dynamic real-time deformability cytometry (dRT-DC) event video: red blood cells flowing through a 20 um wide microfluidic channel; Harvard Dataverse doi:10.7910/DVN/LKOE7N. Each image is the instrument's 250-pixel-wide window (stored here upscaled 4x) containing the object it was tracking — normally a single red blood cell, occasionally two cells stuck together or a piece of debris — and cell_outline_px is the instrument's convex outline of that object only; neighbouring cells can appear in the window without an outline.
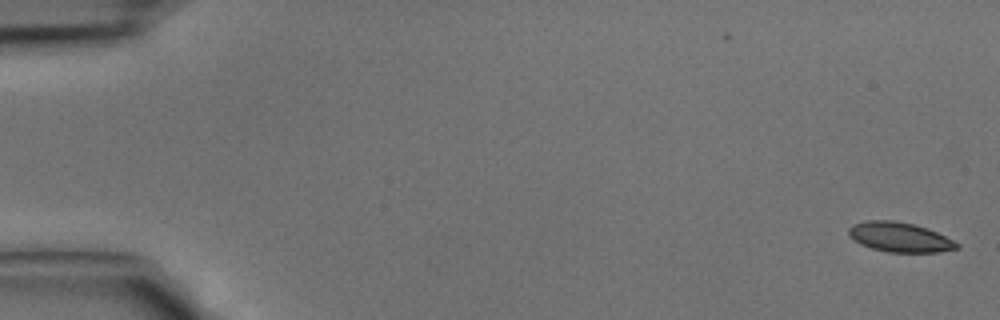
{"species": "common noctule bat (a hibernating species)", "species_latin": "Nyctalus noctula", "temperature_condition": "cold", "stored_images_in_passage": 43, "camera_frame_rate_fps": 3000, "um_per_image_px": 0.085, "animal": {"sex": "male", "body_mass_g": 15.6}, "frame": {"image": 1, "passage_image": 1, "time_ms": 0.0, "image_size_px": [1000, 320], "cell_outline_px": [[960, 248], [940, 252], [888, 252], [872, 248], [860, 244], [848, 236], [848, 228], [852, 224], [868, 220], [892, 220], [912, 224], [928, 228], [960, 244]], "centroid_in_image_um": [76.45, 20.16], "position_along_channel_um": 8.5, "area_um2": 18.73}}
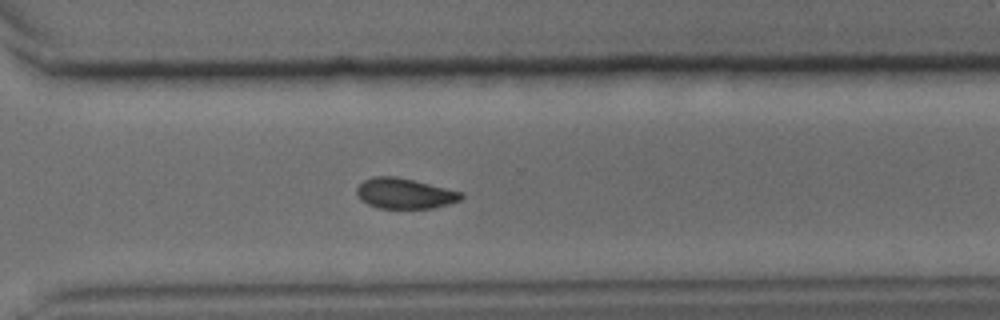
{"frame": {"image": 2, "passage_image": 31, "time_ms": 10.0, "image_size_px": [1000, 320], "cell_outline_px": [[464, 196], [460, 200], [448, 204], [432, 208], [376, 208], [368, 204], [356, 192], [356, 188], [364, 180], [372, 176], [396, 176], [464, 192]], "centroid_in_image_um": [34.42, 16.44], "position_along_channel_um": 336.2, "area_um2": 18.44}}
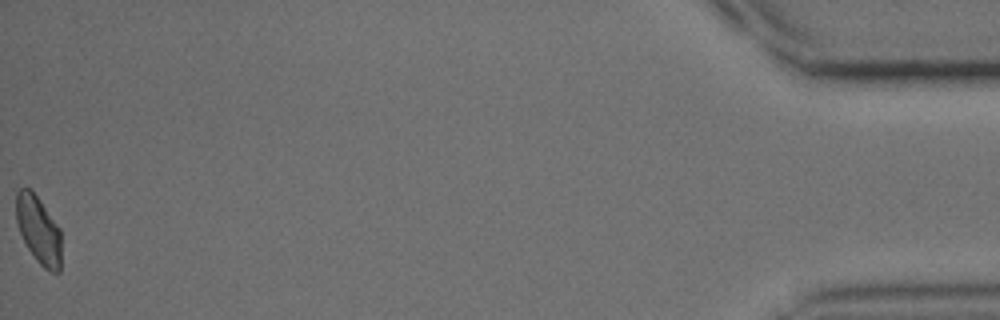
{"frame": {"image": 3, "passage_image": 43, "time_ms": 14.0, "image_size_px": [1000, 320], "cell_outline_px": [[60, 272], [52, 272], [44, 268], [36, 260], [28, 248], [20, 232], [16, 220], [16, 192], [20, 188], [28, 188], [40, 200], [60, 228]], "centroid_in_image_um": [3.27, 19.54], "position_along_channel_um": 431.9, "area_um2": 17.57}}